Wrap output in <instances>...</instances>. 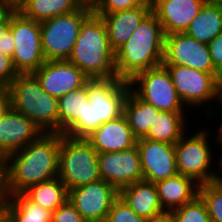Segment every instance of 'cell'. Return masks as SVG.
Masks as SVG:
<instances>
[{
	"mask_svg": "<svg viewBox=\"0 0 222 222\" xmlns=\"http://www.w3.org/2000/svg\"><path fill=\"white\" fill-rule=\"evenodd\" d=\"M61 133L44 132L33 142L5 158L6 197L58 177Z\"/></svg>",
	"mask_w": 222,
	"mask_h": 222,
	"instance_id": "obj_1",
	"label": "cell"
},
{
	"mask_svg": "<svg viewBox=\"0 0 222 222\" xmlns=\"http://www.w3.org/2000/svg\"><path fill=\"white\" fill-rule=\"evenodd\" d=\"M165 33L151 10L128 41L115 52L117 77L132 80L138 73L163 63Z\"/></svg>",
	"mask_w": 222,
	"mask_h": 222,
	"instance_id": "obj_2",
	"label": "cell"
},
{
	"mask_svg": "<svg viewBox=\"0 0 222 222\" xmlns=\"http://www.w3.org/2000/svg\"><path fill=\"white\" fill-rule=\"evenodd\" d=\"M68 61L88 78L117 77L115 52L110 47L105 23L94 11L82 23Z\"/></svg>",
	"mask_w": 222,
	"mask_h": 222,
	"instance_id": "obj_3",
	"label": "cell"
},
{
	"mask_svg": "<svg viewBox=\"0 0 222 222\" xmlns=\"http://www.w3.org/2000/svg\"><path fill=\"white\" fill-rule=\"evenodd\" d=\"M9 105L43 132L59 133L58 98L48 94L33 73H19L6 88Z\"/></svg>",
	"mask_w": 222,
	"mask_h": 222,
	"instance_id": "obj_4",
	"label": "cell"
},
{
	"mask_svg": "<svg viewBox=\"0 0 222 222\" xmlns=\"http://www.w3.org/2000/svg\"><path fill=\"white\" fill-rule=\"evenodd\" d=\"M58 177L68 190L101 179L98 152L85 138L61 133Z\"/></svg>",
	"mask_w": 222,
	"mask_h": 222,
	"instance_id": "obj_5",
	"label": "cell"
},
{
	"mask_svg": "<svg viewBox=\"0 0 222 222\" xmlns=\"http://www.w3.org/2000/svg\"><path fill=\"white\" fill-rule=\"evenodd\" d=\"M93 9H80L40 22L42 50L46 61L68 60L84 20Z\"/></svg>",
	"mask_w": 222,
	"mask_h": 222,
	"instance_id": "obj_6",
	"label": "cell"
},
{
	"mask_svg": "<svg viewBox=\"0 0 222 222\" xmlns=\"http://www.w3.org/2000/svg\"><path fill=\"white\" fill-rule=\"evenodd\" d=\"M129 83L131 90L141 100L159 111H185L170 73L163 64L138 73Z\"/></svg>",
	"mask_w": 222,
	"mask_h": 222,
	"instance_id": "obj_7",
	"label": "cell"
},
{
	"mask_svg": "<svg viewBox=\"0 0 222 222\" xmlns=\"http://www.w3.org/2000/svg\"><path fill=\"white\" fill-rule=\"evenodd\" d=\"M207 132L202 129L190 137L186 132L175 144L178 173L193 178L198 184L216 181L218 175L210 170L213 154Z\"/></svg>",
	"mask_w": 222,
	"mask_h": 222,
	"instance_id": "obj_8",
	"label": "cell"
},
{
	"mask_svg": "<svg viewBox=\"0 0 222 222\" xmlns=\"http://www.w3.org/2000/svg\"><path fill=\"white\" fill-rule=\"evenodd\" d=\"M15 45L13 65L18 73H33L45 62L42 50L40 22L24 17L18 10L10 17Z\"/></svg>",
	"mask_w": 222,
	"mask_h": 222,
	"instance_id": "obj_9",
	"label": "cell"
},
{
	"mask_svg": "<svg viewBox=\"0 0 222 222\" xmlns=\"http://www.w3.org/2000/svg\"><path fill=\"white\" fill-rule=\"evenodd\" d=\"M164 66L184 105L196 108L212 100L220 103V81L213 74L181 65Z\"/></svg>",
	"mask_w": 222,
	"mask_h": 222,
	"instance_id": "obj_10",
	"label": "cell"
},
{
	"mask_svg": "<svg viewBox=\"0 0 222 222\" xmlns=\"http://www.w3.org/2000/svg\"><path fill=\"white\" fill-rule=\"evenodd\" d=\"M85 86L89 103L94 107L95 130L123 115L124 101L131 89L128 81L118 77L89 78Z\"/></svg>",
	"mask_w": 222,
	"mask_h": 222,
	"instance_id": "obj_11",
	"label": "cell"
},
{
	"mask_svg": "<svg viewBox=\"0 0 222 222\" xmlns=\"http://www.w3.org/2000/svg\"><path fill=\"white\" fill-rule=\"evenodd\" d=\"M163 65L187 66L213 74L219 81L221 74L214 68L208 44L185 33L165 35Z\"/></svg>",
	"mask_w": 222,
	"mask_h": 222,
	"instance_id": "obj_12",
	"label": "cell"
},
{
	"mask_svg": "<svg viewBox=\"0 0 222 222\" xmlns=\"http://www.w3.org/2000/svg\"><path fill=\"white\" fill-rule=\"evenodd\" d=\"M119 191L103 179L68 190V200L85 222L106 219Z\"/></svg>",
	"mask_w": 222,
	"mask_h": 222,
	"instance_id": "obj_13",
	"label": "cell"
},
{
	"mask_svg": "<svg viewBox=\"0 0 222 222\" xmlns=\"http://www.w3.org/2000/svg\"><path fill=\"white\" fill-rule=\"evenodd\" d=\"M143 180L156 183L178 174L175 145L166 142L138 138Z\"/></svg>",
	"mask_w": 222,
	"mask_h": 222,
	"instance_id": "obj_14",
	"label": "cell"
},
{
	"mask_svg": "<svg viewBox=\"0 0 222 222\" xmlns=\"http://www.w3.org/2000/svg\"><path fill=\"white\" fill-rule=\"evenodd\" d=\"M101 179L118 191L143 180L139 152L136 146L124 151L98 153Z\"/></svg>",
	"mask_w": 222,
	"mask_h": 222,
	"instance_id": "obj_15",
	"label": "cell"
},
{
	"mask_svg": "<svg viewBox=\"0 0 222 222\" xmlns=\"http://www.w3.org/2000/svg\"><path fill=\"white\" fill-rule=\"evenodd\" d=\"M33 74L42 88L56 98L80 89L89 79L81 69L68 60L46 61Z\"/></svg>",
	"mask_w": 222,
	"mask_h": 222,
	"instance_id": "obj_16",
	"label": "cell"
},
{
	"mask_svg": "<svg viewBox=\"0 0 222 222\" xmlns=\"http://www.w3.org/2000/svg\"><path fill=\"white\" fill-rule=\"evenodd\" d=\"M44 133L32 120L10 106L0 118V154L5 158Z\"/></svg>",
	"mask_w": 222,
	"mask_h": 222,
	"instance_id": "obj_17",
	"label": "cell"
},
{
	"mask_svg": "<svg viewBox=\"0 0 222 222\" xmlns=\"http://www.w3.org/2000/svg\"><path fill=\"white\" fill-rule=\"evenodd\" d=\"M208 0H151L165 35L184 33Z\"/></svg>",
	"mask_w": 222,
	"mask_h": 222,
	"instance_id": "obj_18",
	"label": "cell"
},
{
	"mask_svg": "<svg viewBox=\"0 0 222 222\" xmlns=\"http://www.w3.org/2000/svg\"><path fill=\"white\" fill-rule=\"evenodd\" d=\"M85 139L98 153L128 150L136 146L137 141L124 115L102 123Z\"/></svg>",
	"mask_w": 222,
	"mask_h": 222,
	"instance_id": "obj_19",
	"label": "cell"
},
{
	"mask_svg": "<svg viewBox=\"0 0 222 222\" xmlns=\"http://www.w3.org/2000/svg\"><path fill=\"white\" fill-rule=\"evenodd\" d=\"M151 10L152 6H138L109 14H97L102 17L105 23L109 44L114 52L128 41L140 22Z\"/></svg>",
	"mask_w": 222,
	"mask_h": 222,
	"instance_id": "obj_20",
	"label": "cell"
},
{
	"mask_svg": "<svg viewBox=\"0 0 222 222\" xmlns=\"http://www.w3.org/2000/svg\"><path fill=\"white\" fill-rule=\"evenodd\" d=\"M119 196L135 214L150 222L166 213L161 206L155 183L144 180L134 182L120 189Z\"/></svg>",
	"mask_w": 222,
	"mask_h": 222,
	"instance_id": "obj_21",
	"label": "cell"
},
{
	"mask_svg": "<svg viewBox=\"0 0 222 222\" xmlns=\"http://www.w3.org/2000/svg\"><path fill=\"white\" fill-rule=\"evenodd\" d=\"M199 185L193 178L180 173L155 183L165 212H172L192 201L198 195Z\"/></svg>",
	"mask_w": 222,
	"mask_h": 222,
	"instance_id": "obj_22",
	"label": "cell"
},
{
	"mask_svg": "<svg viewBox=\"0 0 222 222\" xmlns=\"http://www.w3.org/2000/svg\"><path fill=\"white\" fill-rule=\"evenodd\" d=\"M221 32L222 8L208 0L184 33L199 42L209 44Z\"/></svg>",
	"mask_w": 222,
	"mask_h": 222,
	"instance_id": "obj_23",
	"label": "cell"
},
{
	"mask_svg": "<svg viewBox=\"0 0 222 222\" xmlns=\"http://www.w3.org/2000/svg\"><path fill=\"white\" fill-rule=\"evenodd\" d=\"M186 119L184 112L159 111L148 133L143 138L175 145L187 132L185 128L189 121Z\"/></svg>",
	"mask_w": 222,
	"mask_h": 222,
	"instance_id": "obj_24",
	"label": "cell"
},
{
	"mask_svg": "<svg viewBox=\"0 0 222 222\" xmlns=\"http://www.w3.org/2000/svg\"><path fill=\"white\" fill-rule=\"evenodd\" d=\"M158 113L159 110L153 105L144 102L131 89L129 90L123 105V115L137 139L148 133Z\"/></svg>",
	"mask_w": 222,
	"mask_h": 222,
	"instance_id": "obj_25",
	"label": "cell"
},
{
	"mask_svg": "<svg viewBox=\"0 0 222 222\" xmlns=\"http://www.w3.org/2000/svg\"><path fill=\"white\" fill-rule=\"evenodd\" d=\"M82 6L80 0H26L17 10L28 19L42 22L74 12Z\"/></svg>",
	"mask_w": 222,
	"mask_h": 222,
	"instance_id": "obj_26",
	"label": "cell"
},
{
	"mask_svg": "<svg viewBox=\"0 0 222 222\" xmlns=\"http://www.w3.org/2000/svg\"><path fill=\"white\" fill-rule=\"evenodd\" d=\"M3 203L9 222H51L52 212L32 202L24 193L10 195Z\"/></svg>",
	"mask_w": 222,
	"mask_h": 222,
	"instance_id": "obj_27",
	"label": "cell"
},
{
	"mask_svg": "<svg viewBox=\"0 0 222 222\" xmlns=\"http://www.w3.org/2000/svg\"><path fill=\"white\" fill-rule=\"evenodd\" d=\"M23 193L52 213L68 200V189L59 177L30 186Z\"/></svg>",
	"mask_w": 222,
	"mask_h": 222,
	"instance_id": "obj_28",
	"label": "cell"
},
{
	"mask_svg": "<svg viewBox=\"0 0 222 222\" xmlns=\"http://www.w3.org/2000/svg\"><path fill=\"white\" fill-rule=\"evenodd\" d=\"M88 103L85 85L58 98L59 133H63L78 117H82L84 106Z\"/></svg>",
	"mask_w": 222,
	"mask_h": 222,
	"instance_id": "obj_29",
	"label": "cell"
},
{
	"mask_svg": "<svg viewBox=\"0 0 222 222\" xmlns=\"http://www.w3.org/2000/svg\"><path fill=\"white\" fill-rule=\"evenodd\" d=\"M198 195L204 201L212 222H222V185L217 181L199 185Z\"/></svg>",
	"mask_w": 222,
	"mask_h": 222,
	"instance_id": "obj_30",
	"label": "cell"
},
{
	"mask_svg": "<svg viewBox=\"0 0 222 222\" xmlns=\"http://www.w3.org/2000/svg\"><path fill=\"white\" fill-rule=\"evenodd\" d=\"M171 213L177 222H212L206 205L199 195Z\"/></svg>",
	"mask_w": 222,
	"mask_h": 222,
	"instance_id": "obj_31",
	"label": "cell"
},
{
	"mask_svg": "<svg viewBox=\"0 0 222 222\" xmlns=\"http://www.w3.org/2000/svg\"><path fill=\"white\" fill-rule=\"evenodd\" d=\"M95 131L94 107L85 104L82 117H78L64 132V135L73 138H86Z\"/></svg>",
	"mask_w": 222,
	"mask_h": 222,
	"instance_id": "obj_32",
	"label": "cell"
},
{
	"mask_svg": "<svg viewBox=\"0 0 222 222\" xmlns=\"http://www.w3.org/2000/svg\"><path fill=\"white\" fill-rule=\"evenodd\" d=\"M106 222H150L135 212L118 196L106 216Z\"/></svg>",
	"mask_w": 222,
	"mask_h": 222,
	"instance_id": "obj_33",
	"label": "cell"
},
{
	"mask_svg": "<svg viewBox=\"0 0 222 222\" xmlns=\"http://www.w3.org/2000/svg\"><path fill=\"white\" fill-rule=\"evenodd\" d=\"M138 6H152L151 0H101L93 11L96 14H109Z\"/></svg>",
	"mask_w": 222,
	"mask_h": 222,
	"instance_id": "obj_34",
	"label": "cell"
},
{
	"mask_svg": "<svg viewBox=\"0 0 222 222\" xmlns=\"http://www.w3.org/2000/svg\"><path fill=\"white\" fill-rule=\"evenodd\" d=\"M51 222H85L72 205V203L67 200L64 204L60 205L53 213Z\"/></svg>",
	"mask_w": 222,
	"mask_h": 222,
	"instance_id": "obj_35",
	"label": "cell"
},
{
	"mask_svg": "<svg viewBox=\"0 0 222 222\" xmlns=\"http://www.w3.org/2000/svg\"><path fill=\"white\" fill-rule=\"evenodd\" d=\"M18 74L12 58L0 52V89H6Z\"/></svg>",
	"mask_w": 222,
	"mask_h": 222,
	"instance_id": "obj_36",
	"label": "cell"
},
{
	"mask_svg": "<svg viewBox=\"0 0 222 222\" xmlns=\"http://www.w3.org/2000/svg\"><path fill=\"white\" fill-rule=\"evenodd\" d=\"M208 47L214 68L222 75V32L208 44Z\"/></svg>",
	"mask_w": 222,
	"mask_h": 222,
	"instance_id": "obj_37",
	"label": "cell"
},
{
	"mask_svg": "<svg viewBox=\"0 0 222 222\" xmlns=\"http://www.w3.org/2000/svg\"><path fill=\"white\" fill-rule=\"evenodd\" d=\"M14 45L15 41L13 35L11 31L8 29V31L0 39V52L12 58L13 51L15 48Z\"/></svg>",
	"mask_w": 222,
	"mask_h": 222,
	"instance_id": "obj_38",
	"label": "cell"
},
{
	"mask_svg": "<svg viewBox=\"0 0 222 222\" xmlns=\"http://www.w3.org/2000/svg\"><path fill=\"white\" fill-rule=\"evenodd\" d=\"M17 9L6 0H0V24H10V17Z\"/></svg>",
	"mask_w": 222,
	"mask_h": 222,
	"instance_id": "obj_39",
	"label": "cell"
},
{
	"mask_svg": "<svg viewBox=\"0 0 222 222\" xmlns=\"http://www.w3.org/2000/svg\"><path fill=\"white\" fill-rule=\"evenodd\" d=\"M5 198V157L0 154V202H3Z\"/></svg>",
	"mask_w": 222,
	"mask_h": 222,
	"instance_id": "obj_40",
	"label": "cell"
},
{
	"mask_svg": "<svg viewBox=\"0 0 222 222\" xmlns=\"http://www.w3.org/2000/svg\"><path fill=\"white\" fill-rule=\"evenodd\" d=\"M9 106V96L7 90L0 89V118Z\"/></svg>",
	"mask_w": 222,
	"mask_h": 222,
	"instance_id": "obj_41",
	"label": "cell"
},
{
	"mask_svg": "<svg viewBox=\"0 0 222 222\" xmlns=\"http://www.w3.org/2000/svg\"><path fill=\"white\" fill-rule=\"evenodd\" d=\"M152 222H177V219L171 212H166Z\"/></svg>",
	"mask_w": 222,
	"mask_h": 222,
	"instance_id": "obj_42",
	"label": "cell"
},
{
	"mask_svg": "<svg viewBox=\"0 0 222 222\" xmlns=\"http://www.w3.org/2000/svg\"><path fill=\"white\" fill-rule=\"evenodd\" d=\"M0 222H9L6 207L3 202H0Z\"/></svg>",
	"mask_w": 222,
	"mask_h": 222,
	"instance_id": "obj_43",
	"label": "cell"
},
{
	"mask_svg": "<svg viewBox=\"0 0 222 222\" xmlns=\"http://www.w3.org/2000/svg\"><path fill=\"white\" fill-rule=\"evenodd\" d=\"M83 6L90 7L94 9L101 0H80Z\"/></svg>",
	"mask_w": 222,
	"mask_h": 222,
	"instance_id": "obj_44",
	"label": "cell"
},
{
	"mask_svg": "<svg viewBox=\"0 0 222 222\" xmlns=\"http://www.w3.org/2000/svg\"><path fill=\"white\" fill-rule=\"evenodd\" d=\"M10 24H0V39L8 31Z\"/></svg>",
	"mask_w": 222,
	"mask_h": 222,
	"instance_id": "obj_45",
	"label": "cell"
},
{
	"mask_svg": "<svg viewBox=\"0 0 222 222\" xmlns=\"http://www.w3.org/2000/svg\"><path fill=\"white\" fill-rule=\"evenodd\" d=\"M220 123H221V126L218 128V131H217L218 136H216L217 137L216 139L218 140V142H216V143L220 144L219 147L222 148V121Z\"/></svg>",
	"mask_w": 222,
	"mask_h": 222,
	"instance_id": "obj_46",
	"label": "cell"
},
{
	"mask_svg": "<svg viewBox=\"0 0 222 222\" xmlns=\"http://www.w3.org/2000/svg\"><path fill=\"white\" fill-rule=\"evenodd\" d=\"M7 2L11 3L16 9L19 8V6L25 2L26 0H6Z\"/></svg>",
	"mask_w": 222,
	"mask_h": 222,
	"instance_id": "obj_47",
	"label": "cell"
},
{
	"mask_svg": "<svg viewBox=\"0 0 222 222\" xmlns=\"http://www.w3.org/2000/svg\"><path fill=\"white\" fill-rule=\"evenodd\" d=\"M220 158H221V160H220L219 164H220V169L222 172V157H220ZM219 175H220V173L217 175L216 181L222 185V176L221 175L219 176Z\"/></svg>",
	"mask_w": 222,
	"mask_h": 222,
	"instance_id": "obj_48",
	"label": "cell"
},
{
	"mask_svg": "<svg viewBox=\"0 0 222 222\" xmlns=\"http://www.w3.org/2000/svg\"><path fill=\"white\" fill-rule=\"evenodd\" d=\"M214 5H217L222 8V0H209Z\"/></svg>",
	"mask_w": 222,
	"mask_h": 222,
	"instance_id": "obj_49",
	"label": "cell"
},
{
	"mask_svg": "<svg viewBox=\"0 0 222 222\" xmlns=\"http://www.w3.org/2000/svg\"><path fill=\"white\" fill-rule=\"evenodd\" d=\"M220 105H222V76H221V80H220Z\"/></svg>",
	"mask_w": 222,
	"mask_h": 222,
	"instance_id": "obj_50",
	"label": "cell"
}]
</instances>
